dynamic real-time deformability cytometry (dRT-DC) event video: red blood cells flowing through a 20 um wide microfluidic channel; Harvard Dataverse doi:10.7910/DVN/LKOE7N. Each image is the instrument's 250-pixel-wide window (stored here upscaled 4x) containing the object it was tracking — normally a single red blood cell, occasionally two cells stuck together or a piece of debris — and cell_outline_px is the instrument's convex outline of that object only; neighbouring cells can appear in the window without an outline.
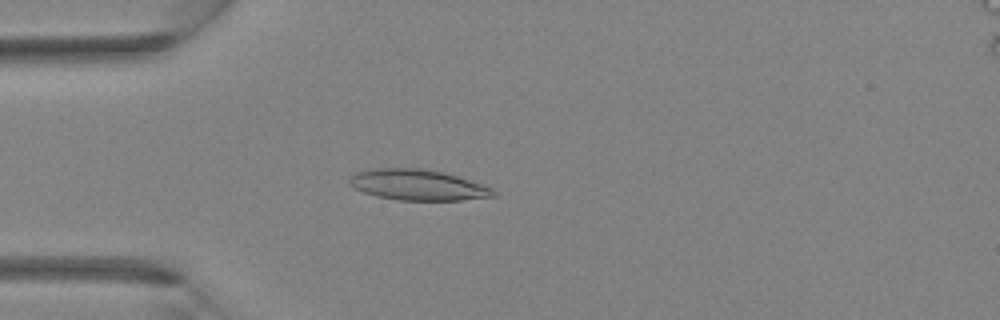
{"species": "Egyptian fruit bat (a non-hibernating species)", "species_latin": "Rousettus aegyptiacus", "temperature_condition": "room temperature", "stored_images_in_passage": 33, "camera_frame_rate_fps": 3000, "um_per_image_px": 0.085, "animal": {"sex": "female"}, "frame": {"image": 1, "passage_image": 11, "time_ms": 3.333, "image_size_px": [1000, 320], "cell_outline_px": [[472, 196], [452, 200], [416, 200], [388, 196], [376, 172], [428, 172], [448, 176], [460, 180], [468, 184]], "centroid_in_image_um": [35.99, 15.82], "position_along_channel_um": 49.0, "area_um2": 15.43}}
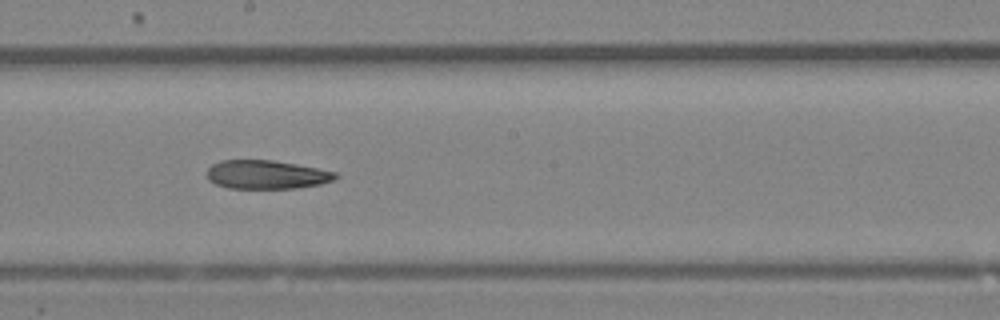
{"frame": {"image": 2, "passage_image": 22, "time_ms": 7.0, "image_size_px": [1000, 320], "cell_outline_px": [[332, 176], [324, 180], [312, 184], [276, 188], [244, 188], [224, 184], [216, 180], [212, 176], [232, 160], [260, 160], [308, 168], [324, 172]], "centroid_in_image_um": [22.69, 14.86], "position_along_channel_um": 225.5, "area_um2": 17.22}}
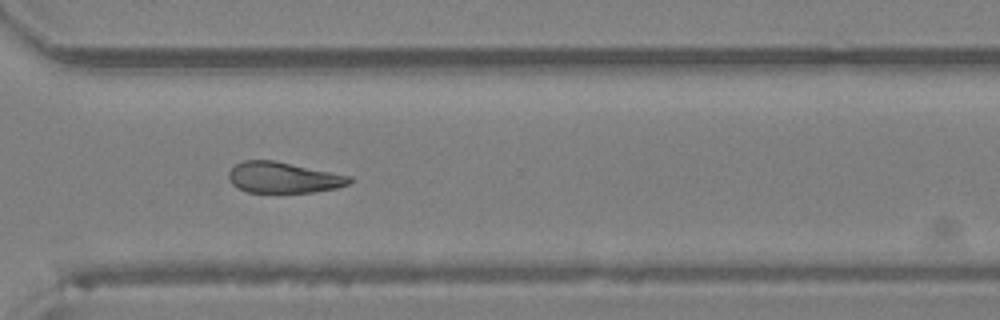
{"frame": {"image": 3, "passage_image": 29, "time_ms": 9.333, "image_size_px": [1000, 320], "cell_outline_px": [[348, 180], [344, 184], [328, 188], [300, 192], [252, 192], [236, 184], [264, 164], [284, 164]], "centroid_in_image_um": [24.44, 15.28], "position_along_channel_um": 346.2, "area_um2": 15.09}}